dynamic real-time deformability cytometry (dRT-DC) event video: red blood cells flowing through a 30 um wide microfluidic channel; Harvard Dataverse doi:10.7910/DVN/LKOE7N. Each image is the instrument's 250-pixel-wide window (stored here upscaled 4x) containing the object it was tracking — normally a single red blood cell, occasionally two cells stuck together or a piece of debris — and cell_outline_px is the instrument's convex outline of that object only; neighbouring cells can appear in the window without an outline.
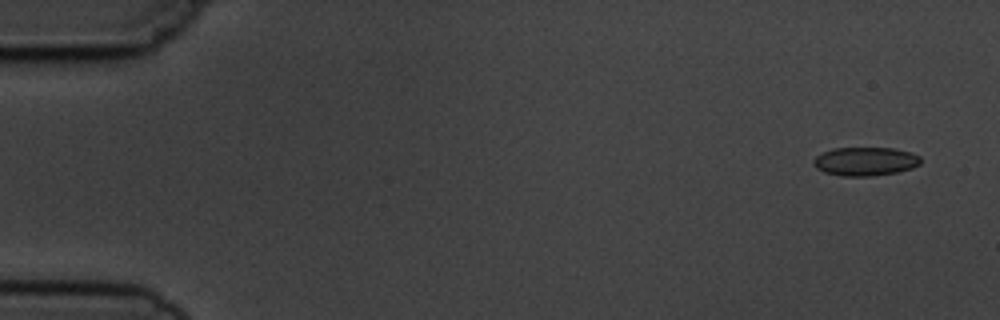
{"species": "common noctule bat (a hibernating species)", "species_latin": "Nyctalus noctula", "temperature_condition": "cold", "stored_images_in_passage": 4, "camera_frame_rate_fps": 3000, "um_per_image_px": 0.085, "animal": {"sex": "male", "body_mass_g": 19.5, "forearm_length_mm": 54.6}, "frame": {"image": 1, "passage_image": 1, "time_ms": 0.0, "image_size_px": [1000, 320], "cell_outline_px": [[920, 164], [912, 168], [896, 172], [872, 176], [840, 176], [824, 172], [816, 168], [812, 164], [812, 160], [816, 156], [832, 148], [892, 148], [912, 152], [920, 156]], "centroid_in_image_um": [73.53, 13.72], "position_along_channel_um": 11.5, "area_um2": 17.98}}